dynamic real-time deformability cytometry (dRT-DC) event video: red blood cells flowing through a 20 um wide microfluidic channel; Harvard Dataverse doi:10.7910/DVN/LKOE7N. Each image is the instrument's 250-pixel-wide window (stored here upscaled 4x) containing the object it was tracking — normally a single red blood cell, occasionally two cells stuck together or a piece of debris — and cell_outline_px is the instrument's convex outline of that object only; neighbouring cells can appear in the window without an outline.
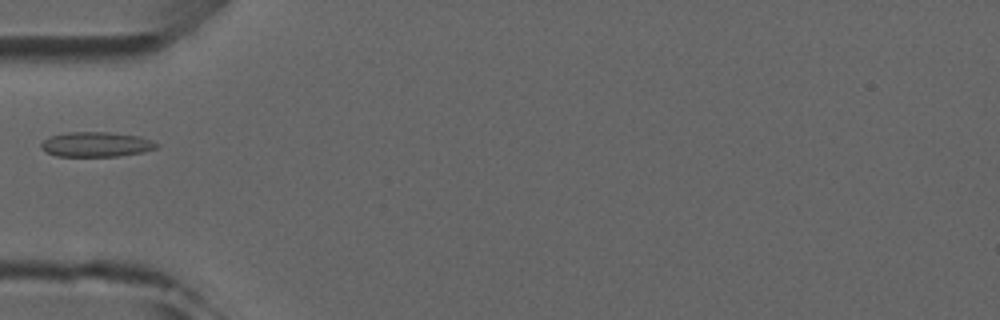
{"species": "common noctule bat (a hibernating species)", "species_latin": "Nyctalus noctula", "temperature_condition": "room temperature", "stored_images_in_passage": 6, "camera_frame_rate_fps": 3000, "um_per_image_px": 0.085, "animal": {"sex": "male", "forearm_length_mm": 52.5}, "frame": {"image": 1, "passage_image": 4, "time_ms": 3.667, "image_size_px": [1000, 320], "cell_outline_px": [[160, 144], [156, 148], [144, 152], [116, 156], [56, 156], [44, 152], [40, 148], [40, 144], [44, 140], [52, 136], [64, 132], [108, 132], [140, 136], [152, 140]], "centroid_in_image_um": [8.17, 12.27], "position_along_channel_um": 76.8, "area_um2": 16.88}}
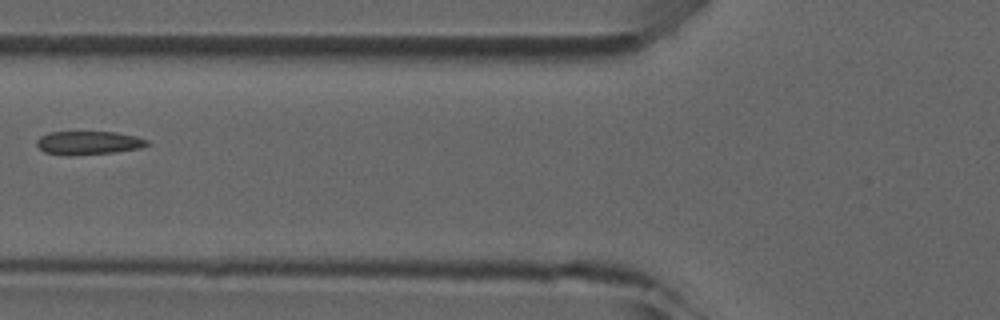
{"frame": {"image": 2, "passage_image": 5, "time_ms": 4.667, "image_size_px": [1000, 320], "cell_outline_px": [[152, 144], [140, 148], [112, 152], [68, 156], [64, 156], [44, 152], [36, 144], [36, 140], [40, 136], [48, 132], [116, 132], [136, 136], [148, 140]], "centroid_in_image_um": [7.51, 12.14], "position_along_channel_um": 118.3, "area_um2": 15.26}}
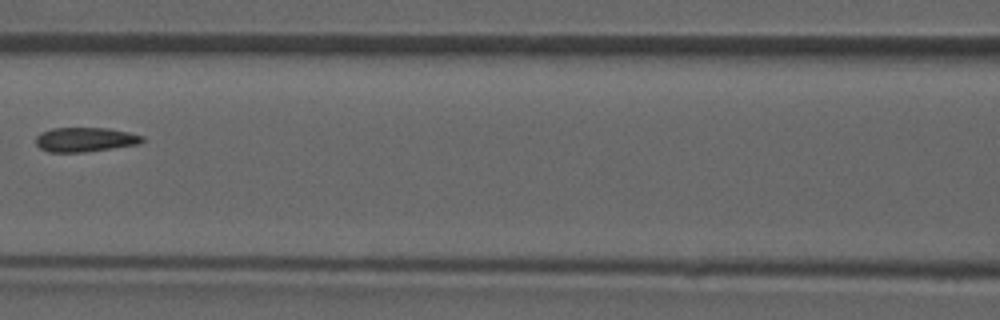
{"frame": {"image": 3, "passage_image": 6, "time_ms": 5.667, "image_size_px": [1000, 320], "cell_outline_px": [[144, 140], [140, 144], [84, 152], [48, 152], [40, 148], [36, 144], [36, 136], [40, 132], [52, 128], [108, 128], [128, 132], [144, 136]], "centroid_in_image_um": [7.23, 11.86], "position_along_channel_um": 159.4, "area_um2": 15.2}}